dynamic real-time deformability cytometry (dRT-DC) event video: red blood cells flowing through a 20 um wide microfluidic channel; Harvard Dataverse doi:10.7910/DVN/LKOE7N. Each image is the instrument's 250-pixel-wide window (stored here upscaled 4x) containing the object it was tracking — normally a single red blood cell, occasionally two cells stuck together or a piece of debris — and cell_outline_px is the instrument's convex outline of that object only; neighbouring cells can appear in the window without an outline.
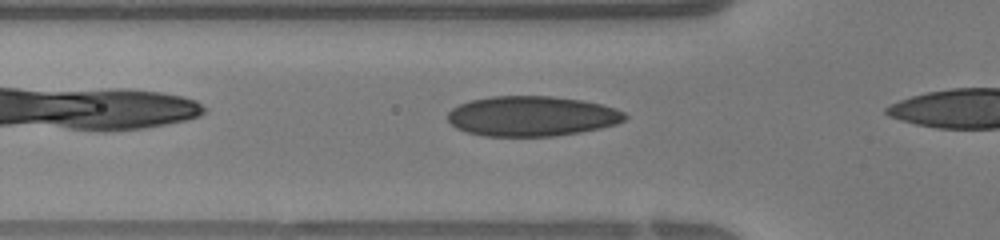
{"species": "human", "species_latin": "Homo sapiens", "temperature_condition": "warm", "stored_images_in_passage": 7, "camera_frame_rate_fps": 3000, "um_per_image_px": 0.085, "donor": {"sex": "female"}, "frame": {"image": 1, "passage_image": 5, "time_ms": 1.333, "image_size_px": [1000, 240], "cell_outline_px": [[628, 116], [624, 120], [616, 124], [600, 128], [580, 132], [552, 136], [484, 136], [468, 132], [456, 128], [448, 120], [448, 112], [452, 108], [460, 104], [472, 100], [492, 96], [552, 96], [580, 100], [600, 104], [616, 108], [624, 112]], "centroid_in_image_um": [45.21, 9.87], "position_along_channel_um": 80.6, "area_um2": 41.27}}